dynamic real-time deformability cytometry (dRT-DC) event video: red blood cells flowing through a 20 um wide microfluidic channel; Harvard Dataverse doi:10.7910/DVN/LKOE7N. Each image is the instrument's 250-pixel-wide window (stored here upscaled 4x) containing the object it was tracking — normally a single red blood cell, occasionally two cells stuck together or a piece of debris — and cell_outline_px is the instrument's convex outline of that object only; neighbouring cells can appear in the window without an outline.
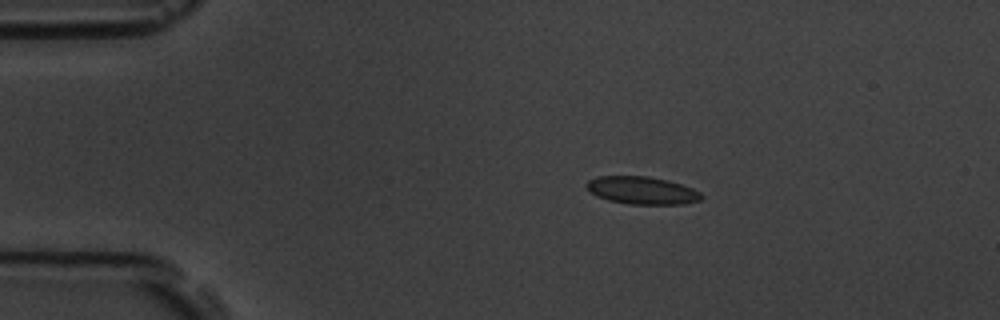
{"species": "common noctule bat (a hibernating species)", "species_latin": "Nyctalus noctula", "temperature_condition": "room temperature", "stored_images_in_passage": 9, "camera_frame_rate_fps": 3000, "um_per_image_px": 0.085, "animal": {"sex": "male", "body_mass_g": 19.5, "forearm_length_mm": 54.6}, "frame": {"image": 1, "passage_image": 2, "time_ms": 1.0, "image_size_px": [1000, 320], "cell_outline_px": [[704, 196], [700, 200], [684, 204], [628, 204], [608, 200], [596, 196], [588, 188], [588, 180], [596, 176], [648, 176], [668, 180], [692, 188], [700, 192]], "centroid_in_image_um": [54.59, 16.18], "position_along_channel_um": 30.4, "area_um2": 18.44}}
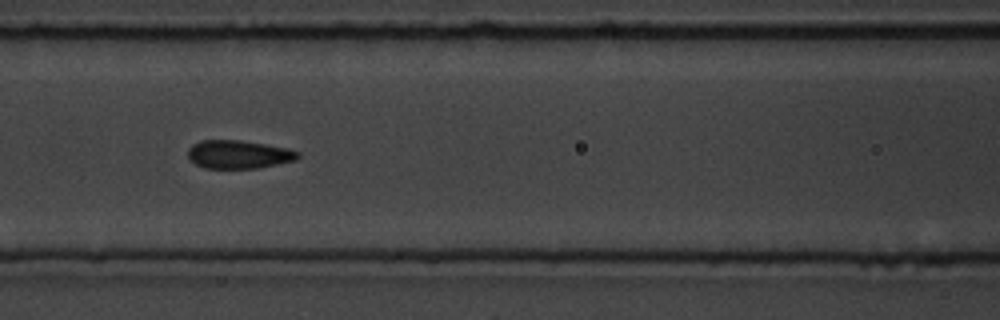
{"frame": {"image": 2, "passage_image": 6, "time_ms": 5.667, "image_size_px": [1000, 320], "cell_outline_px": [[300, 156], [296, 160], [256, 168], [204, 168], [188, 160], [188, 148], [192, 144], [200, 140], [240, 140], [288, 148], [300, 152]], "centroid_in_image_um": [20.25, 13.12], "position_along_channel_um": 146.3, "area_um2": 18.21}}
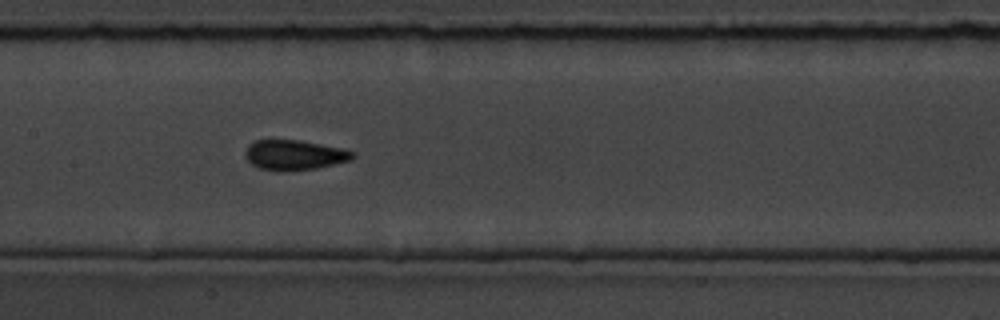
{"frame": {"image": 3, "passage_image": 7, "time_ms": 6.667, "image_size_px": [1000, 320], "cell_outline_px": [[356, 156], [352, 160], [316, 168], [284, 172], [280, 172], [260, 168], [252, 164], [244, 156], [244, 152], [248, 144], [256, 140], [300, 140], [344, 148], [356, 152]], "centroid_in_image_um": [25.04, 13.17], "position_along_channel_um": 182.4, "area_um2": 19.13}}